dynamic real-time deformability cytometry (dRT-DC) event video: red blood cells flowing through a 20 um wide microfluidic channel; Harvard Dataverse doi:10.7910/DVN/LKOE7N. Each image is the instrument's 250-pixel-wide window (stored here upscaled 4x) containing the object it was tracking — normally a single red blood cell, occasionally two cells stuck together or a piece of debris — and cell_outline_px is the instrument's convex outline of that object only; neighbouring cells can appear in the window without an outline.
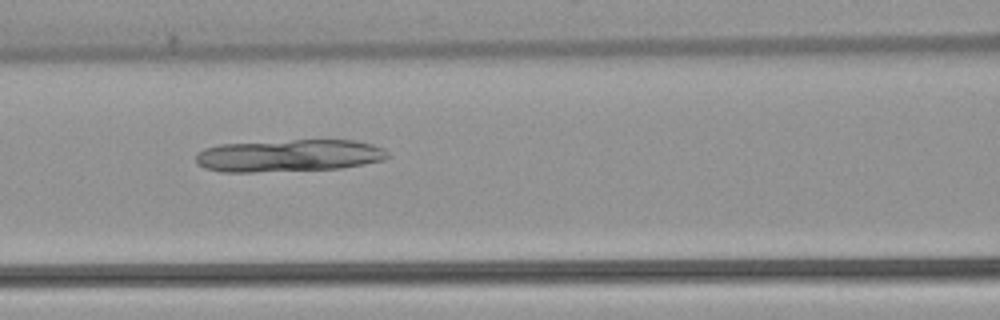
{"species": "common noctule bat (a hibernating species)", "species_latin": "Nyctalus noctula", "temperature_condition": "warm", "stored_images_in_passage": 51, "camera_frame_rate_fps": 3000, "um_per_image_px": 0.085, "animal": {"sex": "female", "body_mass_g": 22.7, "forearm_length_mm": 54.2}, "frame": {"image": 1, "passage_image": 22, "time_ms": 7.0, "image_size_px": [1000, 320], "cell_outline_px": [[388, 156], [384, 160], [364, 164], [340, 168], [252, 172], [220, 172], [204, 168], [196, 164], [196, 152], [204, 148], [220, 144], [292, 140], [352, 140], [372, 144], [384, 148], [388, 152]], "centroid_in_image_um": [24.52, 13.23], "position_along_channel_um": 142.1, "area_um2": 36.24}}
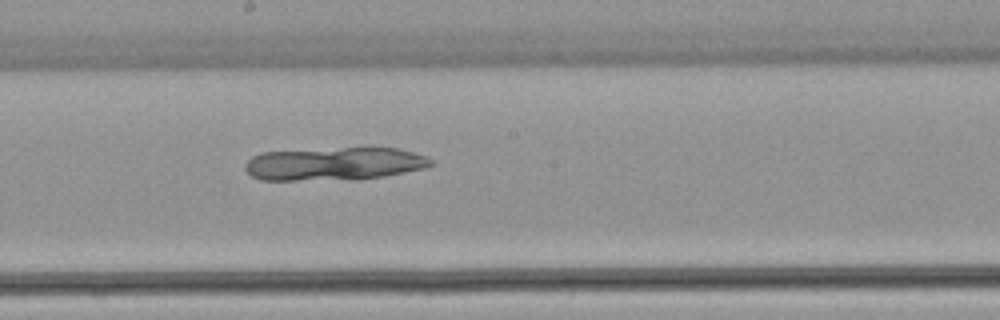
{"frame": {"image": 2, "passage_image": 28, "time_ms": 9.0, "image_size_px": [1000, 320], "cell_outline_px": [[432, 164], [428, 168], [384, 176], [356, 180], [260, 180], [252, 176], [244, 168], [244, 164], [252, 156], [260, 152], [344, 148], [400, 148], [428, 156], [432, 160]], "centroid_in_image_um": [28.44, 13.93], "position_along_channel_um": 219.8, "area_um2": 36.18}}
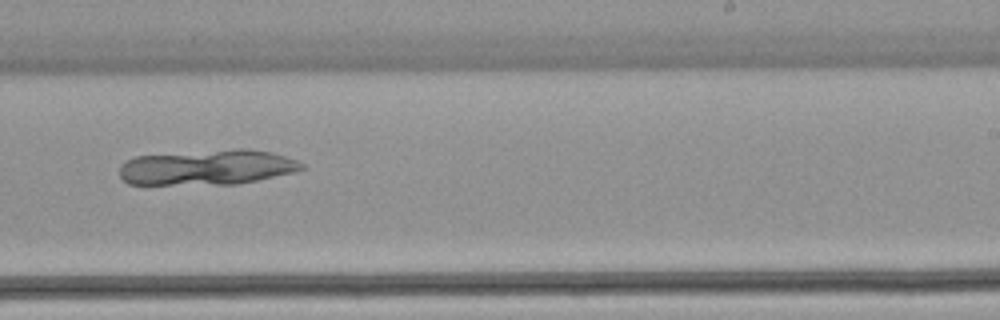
{"frame": {"image": 3, "passage_image": 32, "time_ms": 10.333, "image_size_px": [1000, 320], "cell_outline_px": [[304, 168], [296, 172], [236, 184], [128, 184], [120, 176], [120, 168], [128, 160], [136, 156], [236, 148], [248, 148], [272, 152], [296, 160], [304, 164]], "centroid_in_image_um": [17.66, 14.21], "position_along_channel_um": 271.3, "area_um2": 37.28}}